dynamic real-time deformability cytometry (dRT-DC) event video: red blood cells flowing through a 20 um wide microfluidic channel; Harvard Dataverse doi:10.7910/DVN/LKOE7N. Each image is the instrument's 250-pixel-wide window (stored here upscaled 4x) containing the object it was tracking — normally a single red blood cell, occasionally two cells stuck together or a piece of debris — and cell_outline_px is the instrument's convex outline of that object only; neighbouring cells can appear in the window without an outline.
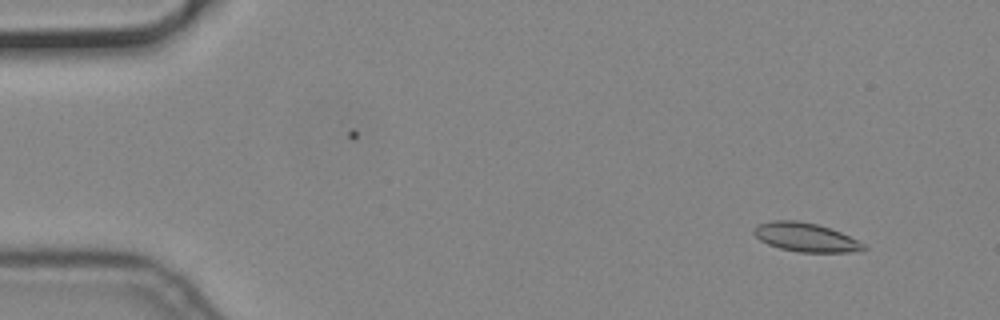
{"species": "common noctule bat (a hibernating species)", "species_latin": "Nyctalus noctula", "temperature_condition": "cold", "stored_images_in_passage": 14, "camera_frame_rate_fps": 3000, "um_per_image_px": 0.085, "animal": {"sex": "male", "body_mass_g": 19.2, "forearm_length_mm": 51.8}, "frame": {"image": 1, "passage_image": 3, "time_ms": 0.667, "image_size_px": [1000, 320], "cell_outline_px": [[868, 248], [848, 252], [800, 252], [780, 248], [768, 244], [760, 240], [752, 232], [752, 228], [756, 224], [772, 220], [796, 220], [816, 224], [840, 232], [864, 244]], "centroid_in_image_um": [68.4, 20.15], "position_along_channel_um": 16.6, "area_um2": 18.26}}